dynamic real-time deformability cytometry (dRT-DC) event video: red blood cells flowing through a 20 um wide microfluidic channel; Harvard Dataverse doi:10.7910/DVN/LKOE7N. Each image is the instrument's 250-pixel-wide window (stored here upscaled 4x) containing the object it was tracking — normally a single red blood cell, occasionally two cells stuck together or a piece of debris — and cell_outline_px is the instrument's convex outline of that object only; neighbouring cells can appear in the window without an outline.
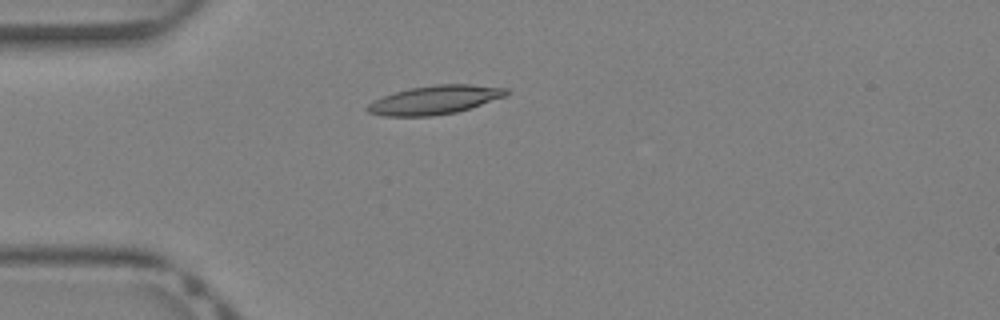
{"species": "Egyptian fruit bat (a non-hibernating species)", "species_latin": "Rousettus aegyptiacus", "temperature_condition": "warm", "stored_images_in_passage": 30, "camera_frame_rate_fps": 3000, "um_per_image_px": 0.085, "animal": {"sex": "female"}, "frame": {"image": 1, "passage_image": 1, "time_ms": 0.0, "image_size_px": [1000, 320], "cell_outline_px": [[508, 96], [472, 108], [456, 112], [432, 116], [384, 116], [368, 112], [364, 108], [368, 104], [384, 96], [396, 92], [412, 88], [440, 84], [468, 84], [508, 88]], "centroid_in_image_um": [37.02, 8.5], "position_along_channel_um": 48.0, "area_um2": 23.18}}
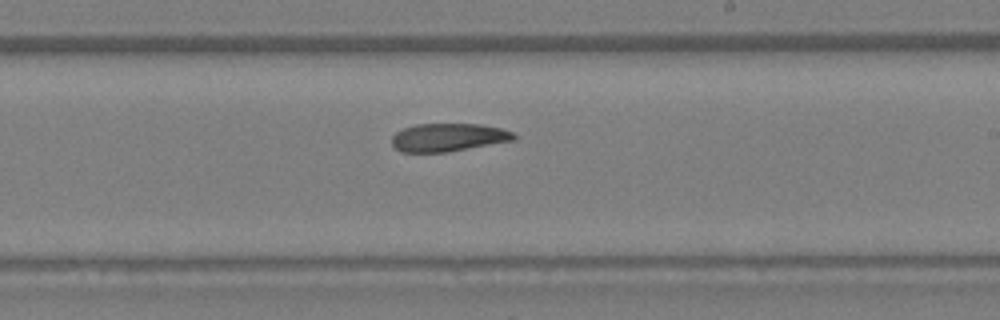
{"frame": {"image": 2, "passage_image": 14, "time_ms": 4.333, "image_size_px": [1000, 320], "cell_outline_px": [[516, 140], [448, 152], [400, 152], [392, 144], [392, 136], [396, 132], [404, 128], [416, 124], [480, 124], [500, 128], [512, 132], [516, 136]], "centroid_in_image_um": [38.1, 11.68], "position_along_channel_um": 250.9, "area_um2": 20.0}}
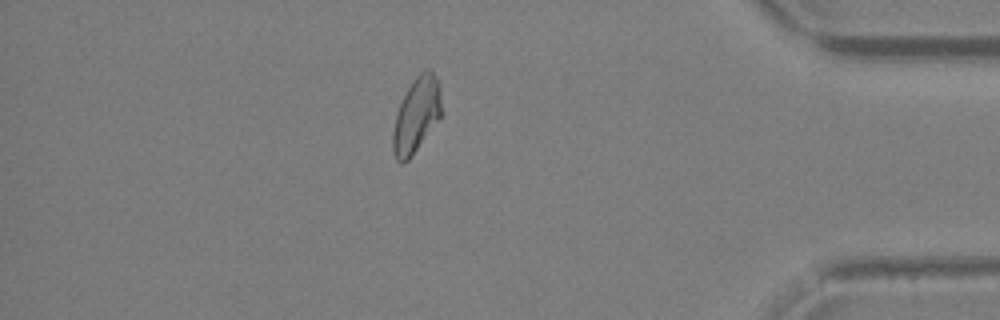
{"frame": {"image": 3, "passage_image": 25, "time_ms": 8.0, "image_size_px": [1000, 320], "cell_outline_px": [[440, 116], [408, 160], [404, 164], [400, 164], [396, 160], [392, 152], [392, 132], [396, 116], [400, 104], [408, 88], [416, 76], [424, 68], [428, 68], [436, 76], [440, 92]], "centroid_in_image_um": [35.35, 9.79], "position_along_channel_um": 399.8, "area_um2": 20.75}}